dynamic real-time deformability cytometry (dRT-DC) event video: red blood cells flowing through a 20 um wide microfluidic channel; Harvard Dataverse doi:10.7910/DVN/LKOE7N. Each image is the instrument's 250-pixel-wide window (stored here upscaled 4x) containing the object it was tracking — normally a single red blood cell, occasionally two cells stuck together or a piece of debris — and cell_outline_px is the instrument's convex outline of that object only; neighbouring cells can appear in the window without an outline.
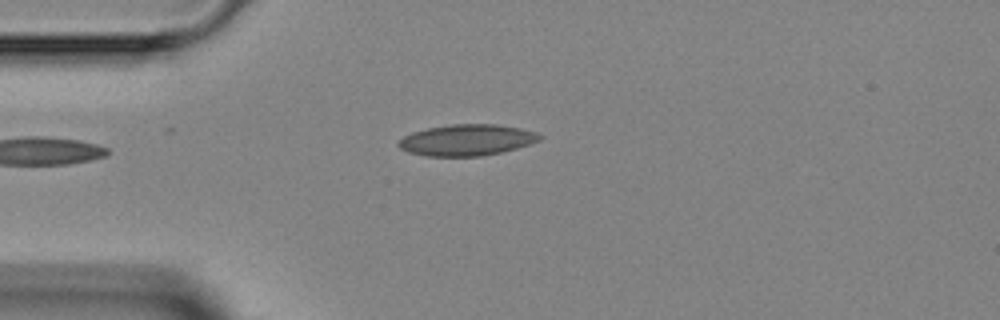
{"species": "Egyptian fruit bat (a non-hibernating species)", "species_latin": "Rousettus aegyptiacus", "temperature_condition": "room temperature", "stored_images_in_passage": 3, "camera_frame_rate_fps": 3000, "um_per_image_px": 0.085, "animal": {"sex": "female"}, "frame": {"image": 1, "passage_image": 3, "time_ms": 3.0, "image_size_px": [1000, 320], "cell_outline_px": [[544, 136], [540, 140], [516, 148], [500, 152], [480, 156], [424, 156], [408, 152], [400, 148], [396, 144], [404, 136], [412, 132], [428, 128], [452, 124], [496, 124], [520, 128], [536, 132]], "centroid_in_image_um": [39.67, 11.9], "position_along_channel_um": 45.3, "area_um2": 25.61}}